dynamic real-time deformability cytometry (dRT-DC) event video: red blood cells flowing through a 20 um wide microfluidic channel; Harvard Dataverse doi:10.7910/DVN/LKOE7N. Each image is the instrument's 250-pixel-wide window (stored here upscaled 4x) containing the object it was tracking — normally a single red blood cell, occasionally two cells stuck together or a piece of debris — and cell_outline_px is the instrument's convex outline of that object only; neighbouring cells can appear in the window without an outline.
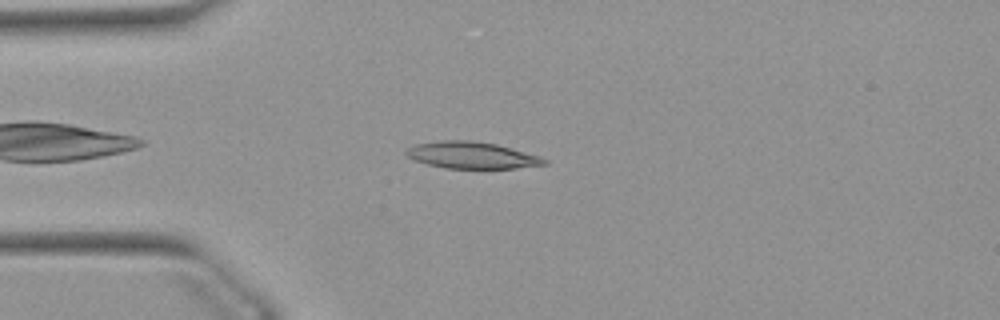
{"species": "Egyptian fruit bat (a non-hibernating species)", "species_latin": "Rousettus aegyptiacus", "temperature_condition": "warm", "stored_images_in_passage": 28, "camera_frame_rate_fps": 3000, "um_per_image_px": 0.085, "animal": {"sex": "female"}, "frame": {"image": 1, "passage_image": 6, "time_ms": 1.667, "image_size_px": [1000, 320], "cell_outline_px": [[548, 164], [516, 168], [444, 168], [428, 164], [416, 160], [408, 156], [404, 152], [408, 148], [416, 144], [444, 140], [468, 140], [496, 144], [512, 148], [540, 156], [548, 160]], "centroid_in_image_um": [40.13, 13.19], "position_along_channel_um": 44.9, "area_um2": 21.33}}
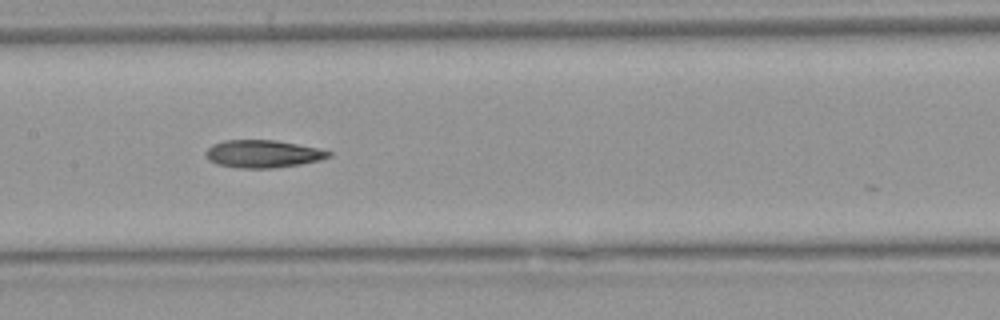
{"frame": {"image": 2, "passage_image": 18, "time_ms": 5.667, "image_size_px": [1000, 320], "cell_outline_px": [[332, 156], [320, 160], [300, 164], [272, 168], [240, 168], [216, 164], [208, 160], [204, 152], [212, 144], [224, 140], [276, 140], [316, 148], [332, 152]], "centroid_in_image_um": [22.31, 13.08], "position_along_channel_um": 185.1, "area_um2": 19.77}}
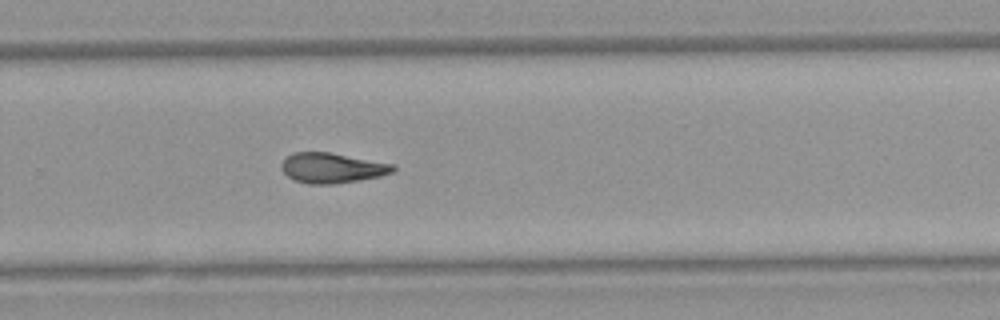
{"frame": {"image": 3, "passage_image": 27, "time_ms": 8.667, "image_size_px": [1000, 320], "cell_outline_px": [[396, 168], [392, 172], [380, 176], [332, 184], [308, 184], [292, 180], [284, 172], [280, 164], [292, 152], [328, 152], [396, 164]], "centroid_in_image_um": [28.22, 14.27], "position_along_channel_um": 301.6, "area_um2": 19.54}}